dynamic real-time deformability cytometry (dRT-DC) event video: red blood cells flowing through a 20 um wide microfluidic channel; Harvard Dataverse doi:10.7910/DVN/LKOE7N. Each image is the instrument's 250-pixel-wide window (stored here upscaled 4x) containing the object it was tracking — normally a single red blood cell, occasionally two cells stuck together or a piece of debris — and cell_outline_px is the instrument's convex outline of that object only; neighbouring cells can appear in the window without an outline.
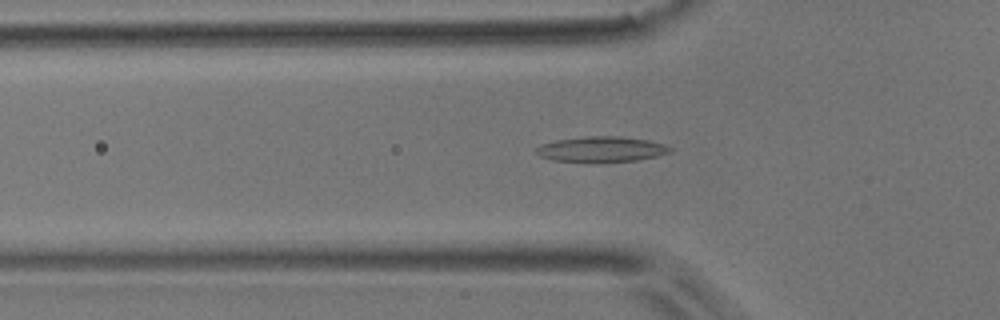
{"species": "common noctule bat (a hibernating species)", "species_latin": "Nyctalus noctula", "temperature_condition": "room temperature", "stored_images_in_passage": 36, "camera_frame_rate_fps": 3000, "um_per_image_px": 0.085, "animal": {"sex": "male", "body_mass_g": 17.9}, "frame": {"image": 1, "passage_image": 6, "time_ms": 1.667, "image_size_px": [1000, 320], "cell_outline_px": [[672, 152], [656, 156], [636, 160], [552, 160], [540, 156], [536, 152], [536, 148], [540, 144], [556, 140], [584, 136], [620, 136], [648, 140], [664, 144], [672, 148]], "centroid_in_image_um": [51.13, 12.64], "position_along_channel_um": 74.7, "area_um2": 19.19}}
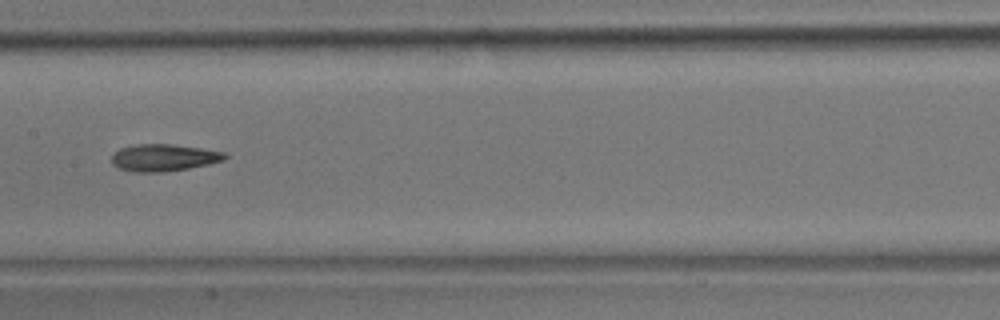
{"frame": {"image": 2, "passage_image": 15, "time_ms": 4.667, "image_size_px": [1000, 320], "cell_outline_px": [[228, 156], [224, 160], [208, 164], [188, 168], [164, 172], [132, 172], [120, 168], [112, 164], [112, 156], [120, 148], [136, 144], [172, 144], [200, 148], [224, 152]], "centroid_in_image_um": [13.91, 13.4], "position_along_channel_um": 193.5, "area_um2": 17.74}}
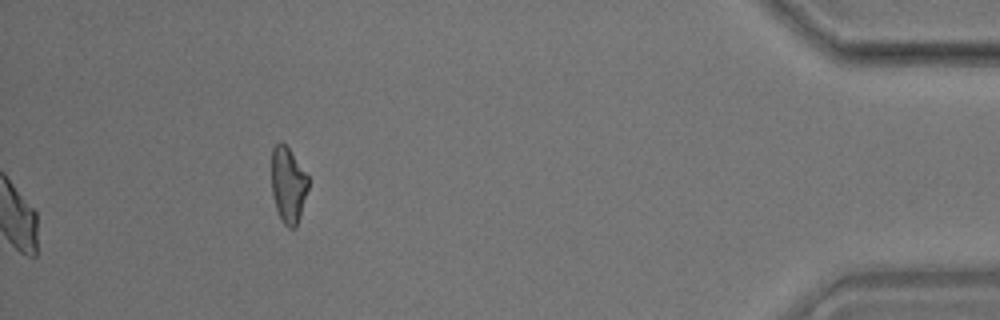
{"frame": {"image": 3, "passage_image": 36, "time_ms": 11.667, "image_size_px": [1000, 320], "cell_outline_px": [[308, 188], [300, 216], [296, 228], [288, 228], [280, 220], [276, 208], [272, 192], [272, 148], [280, 140], [288, 148], [308, 176]], "centroid_in_image_um": [24.48, 15.74], "position_along_channel_um": 410.7, "area_um2": 16.13}, "authors_computed_cell_mechanics": {"area_um2": 17.8602, "velocity_mm_per_s": 3.9228, "shape_relaxation_time_tau1_ms": 9.1035, "shape_relaxation_time_tau2_ms": 4.3987, "deformation_change_tau1": 0.2178, "deformation_change_tau2": 0.1413}}